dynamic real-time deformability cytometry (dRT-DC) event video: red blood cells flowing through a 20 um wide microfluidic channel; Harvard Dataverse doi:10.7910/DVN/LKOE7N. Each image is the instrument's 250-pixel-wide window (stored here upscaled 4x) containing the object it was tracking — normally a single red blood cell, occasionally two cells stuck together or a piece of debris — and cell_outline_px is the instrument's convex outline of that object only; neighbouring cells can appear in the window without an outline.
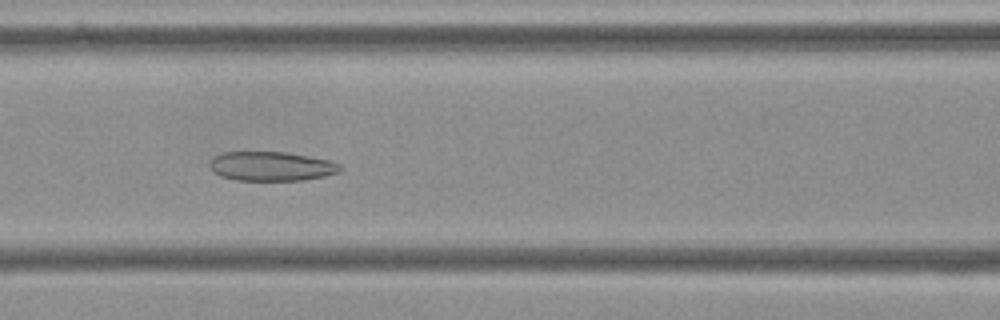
{"species": "Egyptian fruit bat (a non-hibernating species)", "species_latin": "Rousettus aegyptiacus", "temperature_condition": "cold", "stored_images_in_passage": 56, "camera_frame_rate_fps": 3000, "um_per_image_px": 0.085, "frame": {"image": 1, "passage_image": 24, "time_ms": 7.667, "image_size_px": [1000, 320], "cell_outline_px": [[344, 168], [340, 172], [324, 176], [304, 180], [236, 180], [220, 176], [212, 172], [208, 164], [212, 156], [224, 152], [284, 152], [332, 160], [340, 164]], "centroid_in_image_um": [23.06, 14.13], "position_along_channel_um": 143.5, "area_um2": 22.54}}
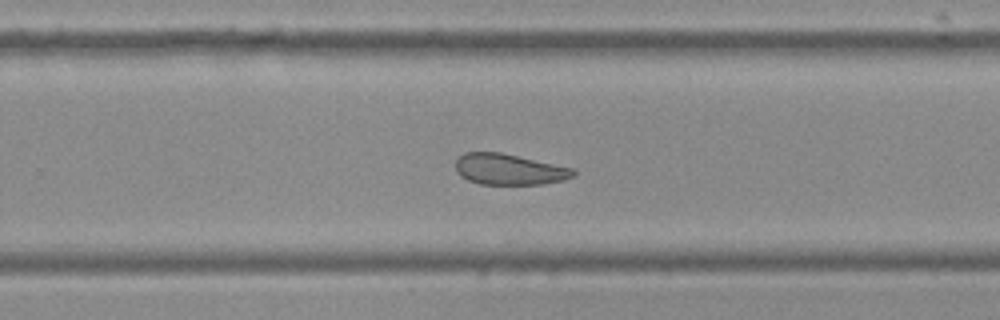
{"frame": {"image": 2, "passage_image": 36, "time_ms": 11.667, "image_size_px": [1000, 320], "cell_outline_px": [[576, 176], [564, 180], [544, 184], [480, 184], [468, 180], [460, 176], [456, 172], [456, 160], [464, 152], [500, 152], [572, 168], [576, 172]], "centroid_in_image_um": [43.27, 14.4], "position_along_channel_um": 286.5, "area_um2": 21.21}}
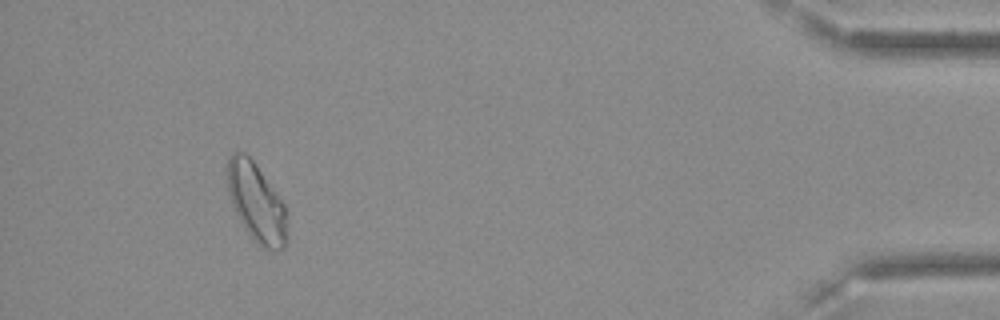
{"frame": {"image": 3, "passage_image": 52, "time_ms": 17.0, "image_size_px": [1000, 320], "cell_outline_px": [[284, 248], [264, 248], [256, 244], [252, 240], [240, 220], [232, 204], [228, 192], [224, 172], [228, 156], [232, 152], [244, 152], [252, 160], [284, 204]], "centroid_in_image_um": [21.68, 17.13], "position_along_channel_um": 413.5, "area_um2": 26.76}, "authors_computed_cell_mechanics": {"area_um2": 24.6806, "velocity_mm_per_s": 3.5799, "shape_relaxation_time_tau1_ms": null, "shape_relaxation_time_tau2_ms": 4.8371, "deformation_change_tau1": null, "deformation_change_tau2": 0.113}}